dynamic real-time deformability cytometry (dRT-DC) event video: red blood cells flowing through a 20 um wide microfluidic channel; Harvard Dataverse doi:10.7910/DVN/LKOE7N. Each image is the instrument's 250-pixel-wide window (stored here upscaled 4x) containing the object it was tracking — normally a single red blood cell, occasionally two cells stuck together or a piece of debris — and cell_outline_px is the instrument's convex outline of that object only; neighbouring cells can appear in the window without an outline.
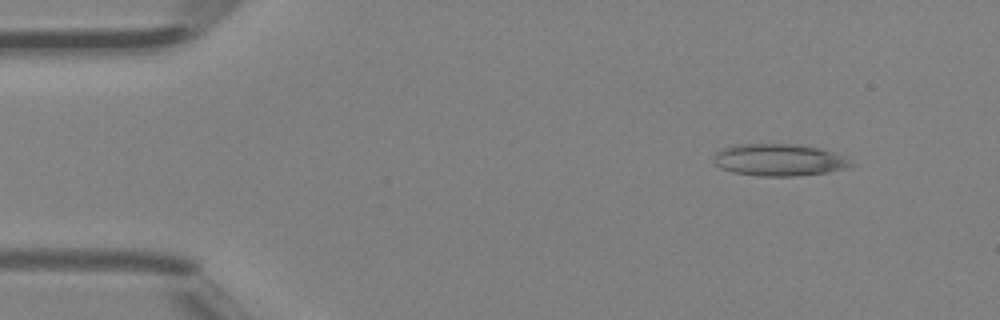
{"species": "Egyptian fruit bat (a non-hibernating species)", "species_latin": "Rousettus aegyptiacus", "temperature_condition": "room temperature", "stored_images_in_passage": 4, "camera_frame_rate_fps": 3000, "um_per_image_px": 0.085, "animal": {"sex": "female"}, "frame": {"image": 1, "passage_image": 1, "time_ms": 0.0, "image_size_px": [1000, 320], "cell_outline_px": [[856, 164], [848, 168], [824, 172], [796, 176], [756, 176], [732, 172], [720, 168], [712, 160], [712, 156], [716, 152], [732, 144], [796, 144], [820, 148], [832, 152]], "centroid_in_image_um": [66.15, 13.59], "position_along_channel_um": 18.8, "area_um2": 25.66}}
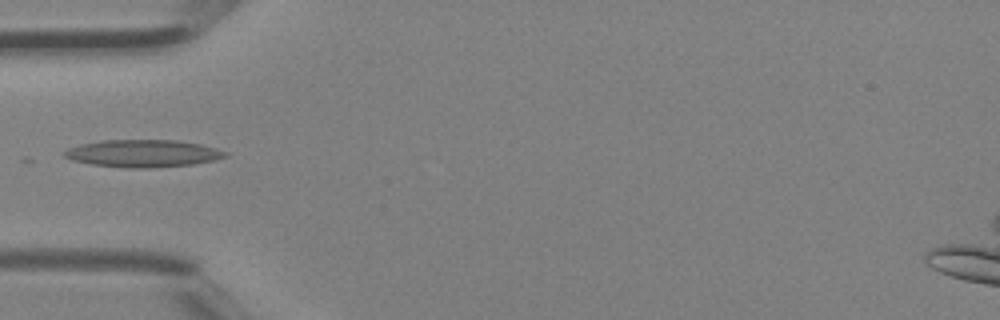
{"frame": {"image": 2, "passage_image": 4, "time_ms": 1.0, "image_size_px": [1000, 320], "cell_outline_px": [[228, 156], [216, 160], [192, 164], [152, 168], [128, 168], [92, 164], [72, 160], [64, 156], [64, 152], [68, 148], [80, 144], [100, 140], [176, 140], [200, 144], [216, 148], [228, 152]], "centroid_in_image_um": [12.18, 13.04], "position_along_channel_um": 72.8, "area_um2": 25.72}}